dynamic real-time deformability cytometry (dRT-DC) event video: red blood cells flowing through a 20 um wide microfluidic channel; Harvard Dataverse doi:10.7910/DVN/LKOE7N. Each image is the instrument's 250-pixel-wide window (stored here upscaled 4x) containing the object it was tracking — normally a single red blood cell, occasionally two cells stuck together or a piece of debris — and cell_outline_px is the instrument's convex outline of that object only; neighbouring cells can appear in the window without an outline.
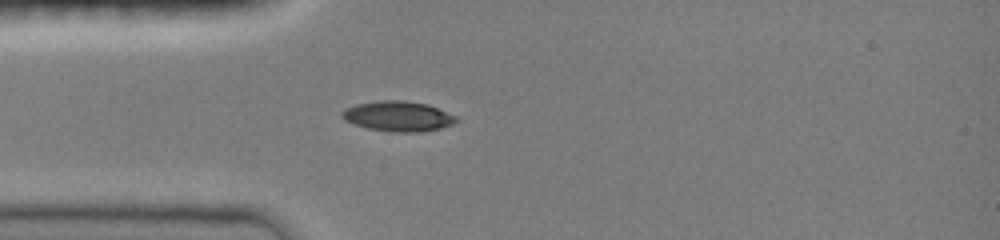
{"species": "common noctule bat (a hibernating species)", "species_latin": "Nyctalus noctula", "temperature_condition": "room temperature", "stored_images_in_passage": 4, "camera_frame_rate_fps": 3000, "um_per_image_px": 0.085, "animal": {"sex": "female", "body_mass_g": 19.0, "forearm_length_mm": 51.5}, "frame": {"image": 1, "passage_image": 1, "time_ms": 0.0, "image_size_px": [1000, 240], "cell_outline_px": [[460, 120], [452, 124], [440, 128], [420, 132], [392, 132], [368, 128], [352, 124], [344, 120], [340, 116], [340, 112], [344, 108], [356, 104], [380, 100], [404, 100], [428, 104], [456, 116]], "centroid_in_image_um": [33.8, 9.87], "position_along_channel_um": 51.2, "area_um2": 20.29}}
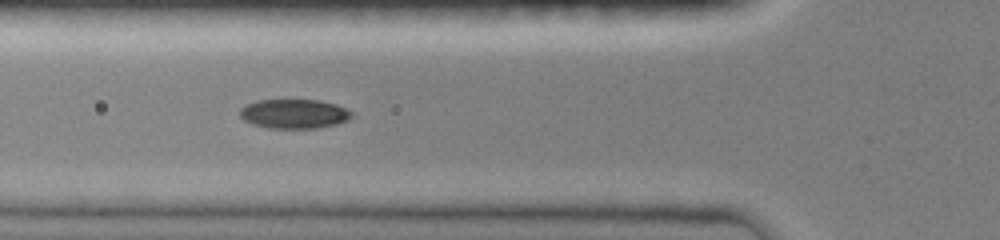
{"frame": {"image": 2, "passage_image": 3, "time_ms": 1.333, "image_size_px": [1000, 240], "cell_outline_px": [[352, 116], [348, 120], [336, 124], [316, 128], [268, 128], [252, 124], [244, 120], [240, 116], [240, 108], [244, 104], [256, 100], [320, 100], [336, 104], [352, 112]], "centroid_in_image_um": [24.96, 9.67], "position_along_channel_um": 100.8, "area_um2": 19.19}}